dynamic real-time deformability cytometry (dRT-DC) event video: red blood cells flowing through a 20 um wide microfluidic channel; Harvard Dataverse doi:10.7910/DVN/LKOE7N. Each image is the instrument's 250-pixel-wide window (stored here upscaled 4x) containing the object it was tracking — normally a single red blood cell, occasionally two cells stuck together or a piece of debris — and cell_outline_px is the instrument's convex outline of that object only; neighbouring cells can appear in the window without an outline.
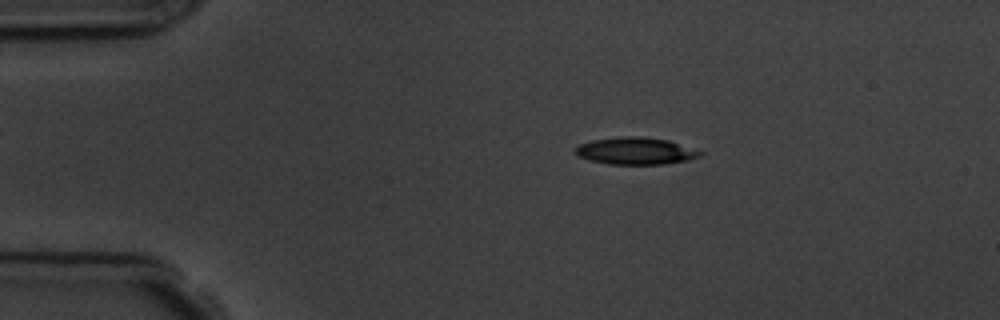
{"species": "common noctule bat (a hibernating species)", "species_latin": "Nyctalus noctula", "temperature_condition": "room temperature", "stored_images_in_passage": 5, "camera_frame_rate_fps": 3000, "um_per_image_px": 0.085, "animal": {"sex": "male", "body_mass_g": 19.5, "forearm_length_mm": 54.6}, "frame": {"image": 1, "passage_image": 2, "time_ms": 1.0, "image_size_px": [1000, 320], "cell_outline_px": [[704, 152], [700, 156], [688, 160], [664, 164], [608, 164], [588, 160], [572, 152], [576, 144], [592, 140], [628, 136], [640, 136], [668, 140]], "centroid_in_image_um": [53.97, 12.83], "position_along_channel_um": 31.0, "area_um2": 19.77}}
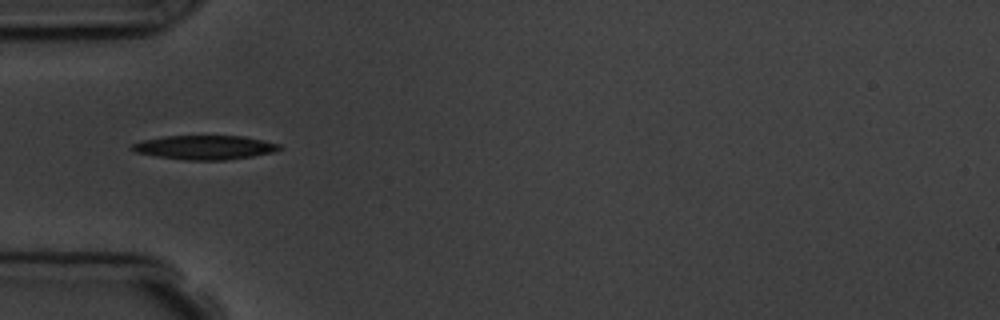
{"frame": {"image": 2, "passage_image": 4, "time_ms": 3.333, "image_size_px": [1000, 320], "cell_outline_px": [[284, 148], [272, 152], [252, 156], [224, 160], [184, 160], [156, 156], [136, 152], [128, 148], [132, 144], [144, 140], [164, 136], [244, 136], [264, 140], [280, 144]], "centroid_in_image_um": [17.41, 12.53], "position_along_channel_um": 67.6, "area_um2": 20.69}}